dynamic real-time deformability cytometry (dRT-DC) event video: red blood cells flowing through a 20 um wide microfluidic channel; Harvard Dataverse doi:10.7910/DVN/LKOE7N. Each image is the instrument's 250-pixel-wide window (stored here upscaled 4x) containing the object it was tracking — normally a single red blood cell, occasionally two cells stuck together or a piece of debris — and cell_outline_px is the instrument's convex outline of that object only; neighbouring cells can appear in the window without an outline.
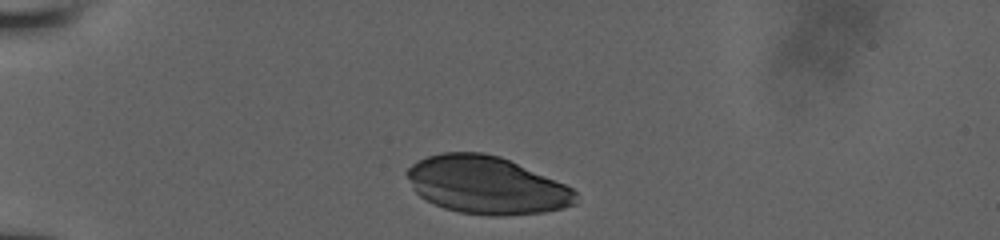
{"species": "human", "species_latin": "Homo sapiens", "temperature_condition": "room temperature", "stored_images_in_passage": 27, "camera_frame_rate_fps": 3000, "um_per_image_px": 0.085, "donor": {"sex": "male"}, "frame": {"image": 1, "passage_image": 1, "time_ms": 0.0, "image_size_px": [1000, 240], "cell_outline_px": [[576, 204], [564, 208], [544, 212], [500, 216], [488, 216], [460, 212], [444, 208], [420, 196], [412, 188], [404, 172], [412, 164], [428, 156], [440, 152], [484, 152], [500, 156], [564, 184], [572, 188], [576, 192]], "centroid_in_image_um": [41.33, 15.74], "position_along_channel_um": 43.7, "area_um2": 56.53}}
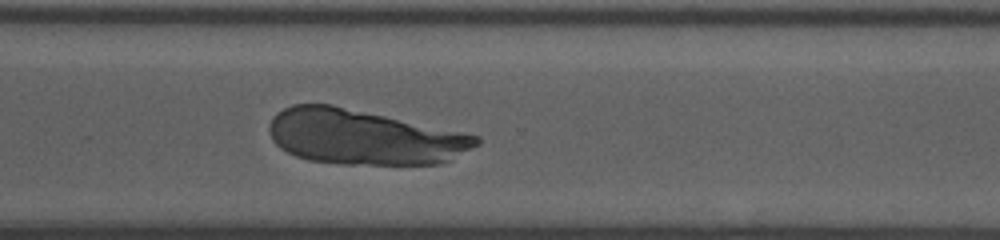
{"frame": {"image": 2, "passage_image": 23, "time_ms": 8.667, "image_size_px": [1000, 240], "cell_outline_px": [[480, 144], [440, 164], [344, 164], [308, 160], [296, 156], [280, 148], [272, 140], [268, 128], [272, 116], [276, 112], [292, 104], [332, 104], [480, 136]], "centroid_in_image_um": [30.86, 11.64], "position_along_channel_um": 339.7, "area_um2": 66.18}}